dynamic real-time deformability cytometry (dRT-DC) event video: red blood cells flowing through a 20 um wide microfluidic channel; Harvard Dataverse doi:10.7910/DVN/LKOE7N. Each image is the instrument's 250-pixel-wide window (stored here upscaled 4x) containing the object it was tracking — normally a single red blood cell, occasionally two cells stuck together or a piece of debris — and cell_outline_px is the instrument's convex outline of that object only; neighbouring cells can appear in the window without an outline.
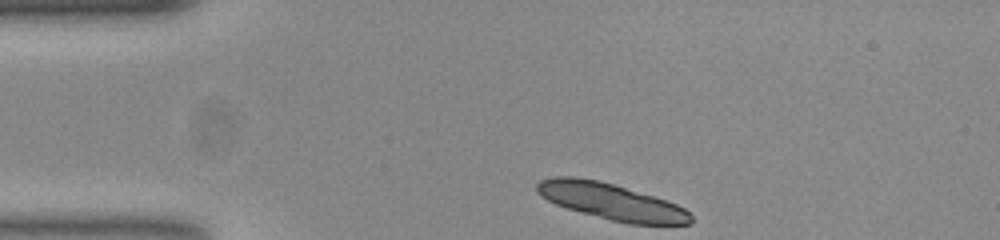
{"species": "common noctule bat (a hibernating species)", "species_latin": "Nyctalus noctula", "temperature_condition": "room temperature", "stored_images_in_passage": 32, "camera_frame_rate_fps": 3000, "um_per_image_px": 0.085, "animal": {"sex": "female", "body_mass_g": 23.0, "forearm_length_mm": 53.4}, "frame": {"image": 1, "passage_image": 1, "time_ms": 0.0, "image_size_px": [1000, 240], "cell_outline_px": [[692, 224], [628, 224], [580, 212], [556, 204], [548, 200], [536, 192], [536, 184], [540, 180], [552, 176], [576, 176], [600, 180], [652, 196], [676, 204], [684, 208], [692, 216]], "centroid_in_image_um": [51.92, 17.12], "position_along_channel_um": 33.1, "area_um2": 32.37}}
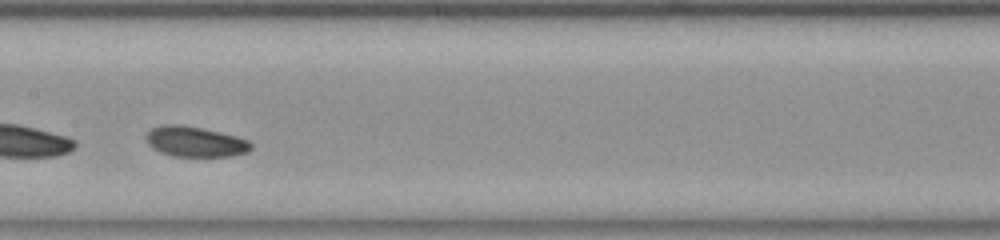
{"frame": {"image": 2, "passage_image": 18, "time_ms": 5.667, "image_size_px": [1000, 240], "cell_outline_px": [[252, 148], [248, 152], [232, 156], [172, 156], [160, 152], [152, 148], [148, 144], [144, 136], [152, 128], [160, 124], [180, 124], [220, 132], [236, 136], [248, 140], [252, 144]], "centroid_in_image_um": [16.56, 12.04], "position_along_channel_um": 190.8, "area_um2": 18.67}}
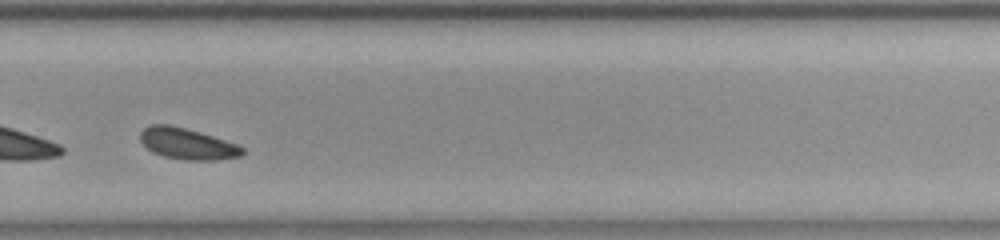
{"frame": {"image": 3, "passage_image": 28, "time_ms": 9.0, "image_size_px": [1000, 240], "cell_outline_px": [[248, 152], [244, 156], [216, 160], [184, 160], [164, 156], [152, 152], [140, 140], [140, 132], [144, 128], [152, 124], [168, 124], [200, 132], [236, 144], [244, 148]], "centroid_in_image_um": [15.96, 12.23], "position_along_channel_um": 313.8, "area_um2": 18.61}, "authors_computed_cell_mechanics": {"area_um2": 18.6694, "velocity_mm_per_s": 3.6987, "shape_relaxation_time_tau1_ms": 2.7291, "shape_relaxation_time_tau2_ms": 5.9884, "deformation_change_tau1": 0.0476, "deformation_change_tau2": 0.123}}